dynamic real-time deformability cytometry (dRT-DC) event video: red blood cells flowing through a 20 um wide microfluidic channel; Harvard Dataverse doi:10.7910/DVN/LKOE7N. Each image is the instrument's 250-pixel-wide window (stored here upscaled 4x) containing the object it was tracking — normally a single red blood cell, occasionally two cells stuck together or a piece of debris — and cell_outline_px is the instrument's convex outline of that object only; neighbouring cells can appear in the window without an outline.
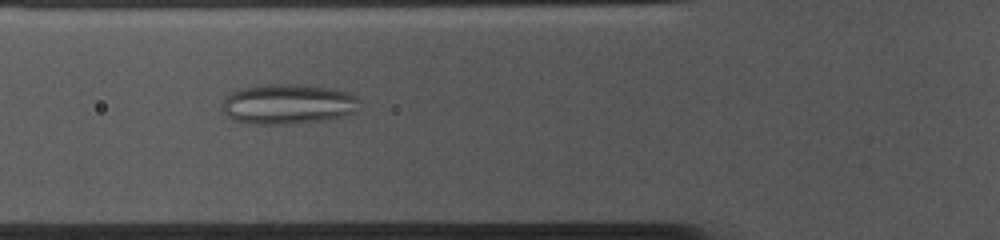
{"species": "common noctule bat (a hibernating species)", "species_latin": "Nyctalus noctula", "temperature_condition": "cold", "stored_images_in_passage": 52, "camera_frame_rate_fps": 3000, "um_per_image_px": 0.085, "animal": {"sex": "female", "body_mass_g": 10.0, "forearm_length_mm": 53.1}, "frame": {"image": 1, "passage_image": 17, "time_ms": 5.333, "image_size_px": [1000, 240], "cell_outline_px": [[360, 108], [356, 112], [344, 116], [328, 120], [292, 124], [252, 124], [236, 120], [228, 116], [220, 108], [224, 100], [232, 92], [244, 88], [260, 84], [296, 84], [332, 88], [348, 92], [356, 96], [360, 100]], "centroid_in_image_um": [24.54, 8.85], "position_along_channel_um": 101.3, "area_um2": 32.48}}
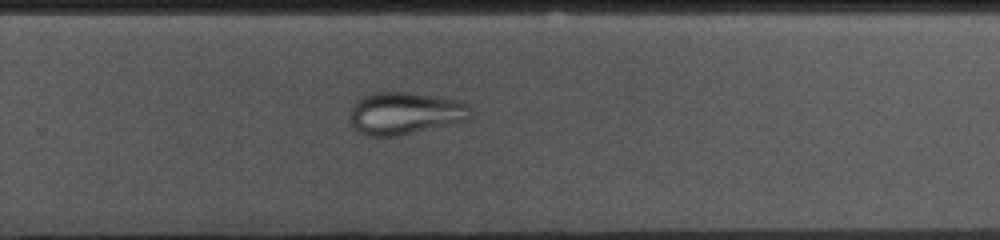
{"frame": {"image": 2, "passage_image": 33, "time_ms": 10.667, "image_size_px": [1000, 240], "cell_outline_px": [[472, 112], [468, 120], [400, 136], [368, 136], [360, 132], [352, 124], [348, 116], [356, 100], [360, 96], [372, 92], [408, 92], [460, 100], [468, 104], [472, 108]], "centroid_in_image_um": [34.43, 9.62], "position_along_channel_um": 295.4, "area_um2": 30.11}}
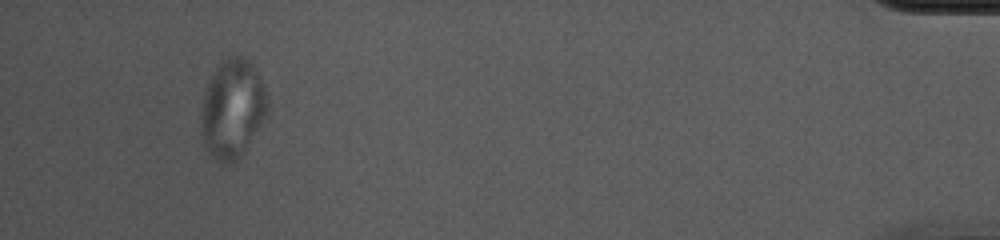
{"frame": {"image": 3, "passage_image": 49, "time_ms": 16.0, "image_size_px": [1000, 240], "cell_outline_px": [[268, 116], [244, 152], [232, 164], [228, 164], [212, 156], [208, 152], [200, 136], [200, 120], [204, 96], [208, 84], [220, 60], [228, 56], [244, 56], [252, 60], [256, 68], [264, 88], [268, 100]], "centroid_in_image_um": [19.78, 9.23], "position_along_channel_um": 415.4, "area_um2": 38.73}}